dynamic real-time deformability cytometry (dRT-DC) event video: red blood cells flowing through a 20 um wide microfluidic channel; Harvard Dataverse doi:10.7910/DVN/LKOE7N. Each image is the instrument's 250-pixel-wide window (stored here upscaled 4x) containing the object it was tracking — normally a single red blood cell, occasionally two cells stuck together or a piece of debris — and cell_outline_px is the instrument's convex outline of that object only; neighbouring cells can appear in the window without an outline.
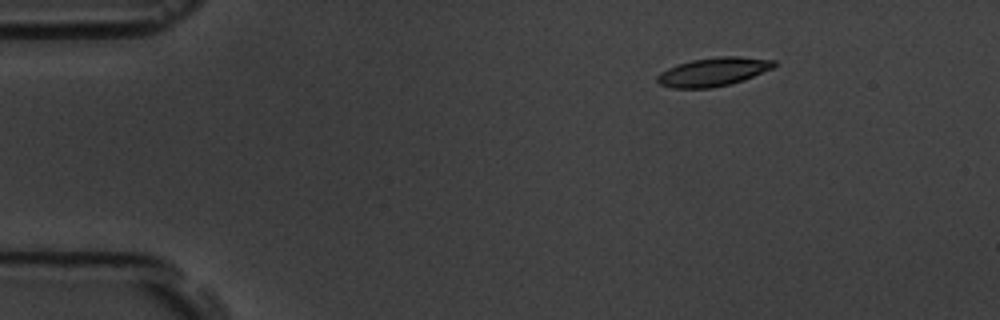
{"species": "common noctule bat (a hibernating species)", "species_latin": "Nyctalus noctula", "temperature_condition": "room temperature", "stored_images_in_passage": 5, "segment_of_instrument_passage": [1, 2], "camera_frame_rate_fps": 3000, "um_per_image_px": 0.085, "animal": {"sex": "male", "body_mass_g": 19.5, "forearm_length_mm": 54.6}, "frame": {"image": 1, "passage_image": 2, "time_ms": 2.0, "image_size_px": [1000, 320], "cell_outline_px": [[776, 64], [772, 68], [744, 80], [712, 88], [672, 88], [660, 84], [656, 80], [656, 76], [660, 72], [668, 68], [692, 60], [720, 56], [736, 56], [776, 60]], "centroid_in_image_um": [60.62, 6.11], "position_along_channel_um": 24.4, "area_um2": 19.31}}